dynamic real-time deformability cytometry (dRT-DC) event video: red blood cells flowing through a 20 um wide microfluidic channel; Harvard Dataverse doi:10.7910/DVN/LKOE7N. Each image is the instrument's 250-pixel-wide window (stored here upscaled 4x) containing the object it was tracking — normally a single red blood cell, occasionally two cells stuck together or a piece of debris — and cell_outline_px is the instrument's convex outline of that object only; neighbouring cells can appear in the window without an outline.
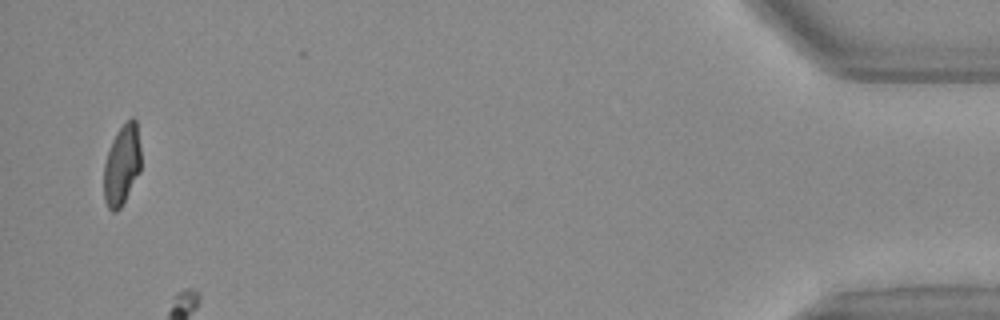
{"species": "Egyptian fruit bat (a non-hibernating species)", "species_latin": "Rousettus aegyptiacus", "temperature_condition": "warm", "stored_images_in_passage": 36, "camera_frame_rate_fps": 3000, "um_per_image_px": 0.085, "animal": {"sex": "female"}, "frame": {"image": 1, "passage_image": 35, "time_ms": 11.333, "image_size_px": [1000, 320], "cell_outline_px": [[140, 172], [120, 208], [116, 212], [112, 212], [108, 208], [104, 200], [104, 164], [112, 140], [116, 132], [132, 116], [136, 120], [140, 148]], "centroid_in_image_um": [10.35, 14.03], "position_along_channel_um": 424.8, "area_um2": 17.28}}